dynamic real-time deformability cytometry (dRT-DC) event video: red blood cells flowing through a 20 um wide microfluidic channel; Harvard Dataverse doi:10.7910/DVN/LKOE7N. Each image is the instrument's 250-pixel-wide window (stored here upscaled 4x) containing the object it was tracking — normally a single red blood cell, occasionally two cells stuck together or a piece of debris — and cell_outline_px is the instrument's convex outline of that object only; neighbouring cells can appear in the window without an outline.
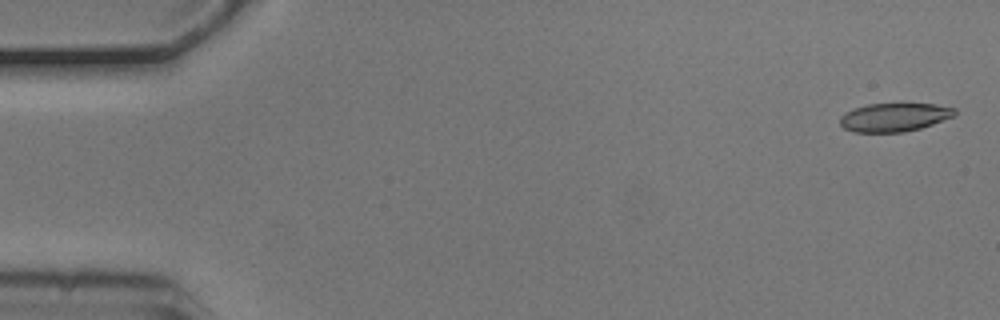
{"species": "common noctule bat (a hibernating species)", "species_latin": "Nyctalus noctula", "temperature_condition": "cold", "stored_images_in_passage": 5, "camera_frame_rate_fps": 3000, "um_per_image_px": 0.085, "animal": {"sex": "male", "body_mass_g": 20.5, "forearm_length_mm": 52.5}, "frame": {"image": 1, "passage_image": 1, "time_ms": 0.0, "image_size_px": [1000, 320], "cell_outline_px": [[956, 116], [920, 128], [904, 132], [852, 132], [844, 128], [840, 124], [840, 116], [844, 112], [868, 104], [900, 100], [936, 104], [956, 108]], "centroid_in_image_um": [76.05, 9.91], "position_along_channel_um": 8.9, "area_um2": 20.06}}
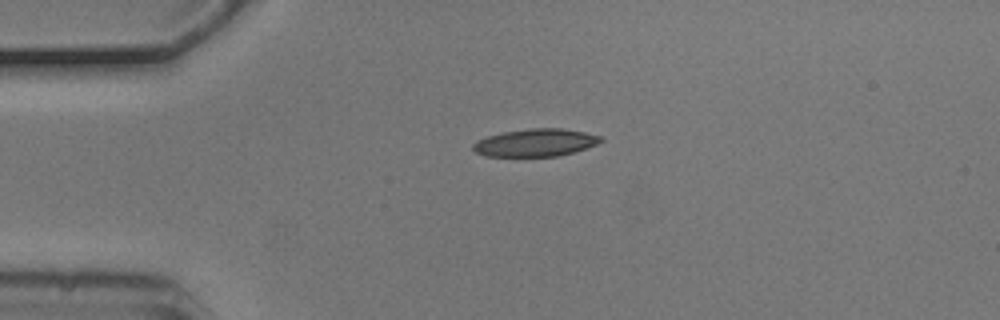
{"frame": {"image": 2, "passage_image": 4, "time_ms": 1.0, "image_size_px": [1000, 320], "cell_outline_px": [[604, 140], [596, 144], [560, 156], [484, 156], [476, 152], [472, 148], [472, 144], [476, 140], [488, 136], [504, 132], [532, 128], [560, 128], [584, 132], [600, 136]], "centroid_in_image_um": [45.48, 12.13], "position_along_channel_um": 39.5, "area_um2": 20.35}}